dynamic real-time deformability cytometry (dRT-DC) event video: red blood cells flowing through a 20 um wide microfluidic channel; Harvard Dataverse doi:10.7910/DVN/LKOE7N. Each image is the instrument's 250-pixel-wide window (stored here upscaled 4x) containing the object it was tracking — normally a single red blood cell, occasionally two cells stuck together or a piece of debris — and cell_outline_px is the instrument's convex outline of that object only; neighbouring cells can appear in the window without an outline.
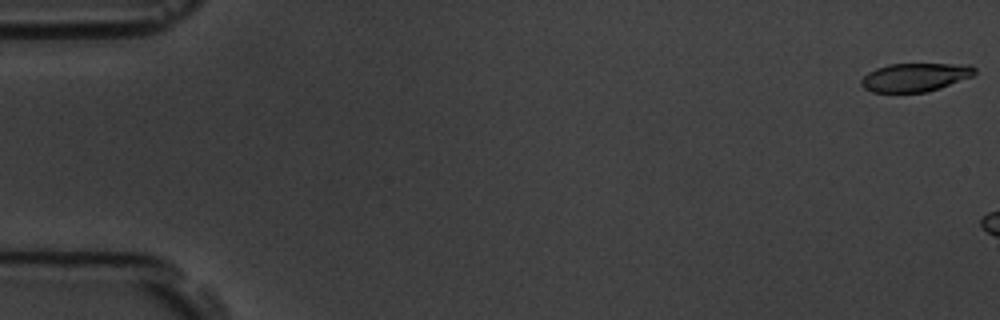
{"species": "common noctule bat (a hibernating species)", "species_latin": "Nyctalus noctula", "temperature_condition": "room temperature", "stored_images_in_passage": 2, "camera_frame_rate_fps": 3000, "um_per_image_px": 0.085, "animal": {"sex": "male", "body_mass_g": 19.5, "forearm_length_mm": 54.6}, "frame": {"image": 1, "passage_image": 1, "time_ms": 0.0, "image_size_px": [1000, 320], "cell_outline_px": [[976, 72], [972, 76], [940, 88], [928, 92], [872, 92], [864, 88], [860, 84], [860, 80], [868, 72], [876, 68], [888, 64], [972, 64], [976, 68]], "centroid_in_image_um": [77.78, 6.56], "position_along_channel_um": 7.2, "area_um2": 18.9}}